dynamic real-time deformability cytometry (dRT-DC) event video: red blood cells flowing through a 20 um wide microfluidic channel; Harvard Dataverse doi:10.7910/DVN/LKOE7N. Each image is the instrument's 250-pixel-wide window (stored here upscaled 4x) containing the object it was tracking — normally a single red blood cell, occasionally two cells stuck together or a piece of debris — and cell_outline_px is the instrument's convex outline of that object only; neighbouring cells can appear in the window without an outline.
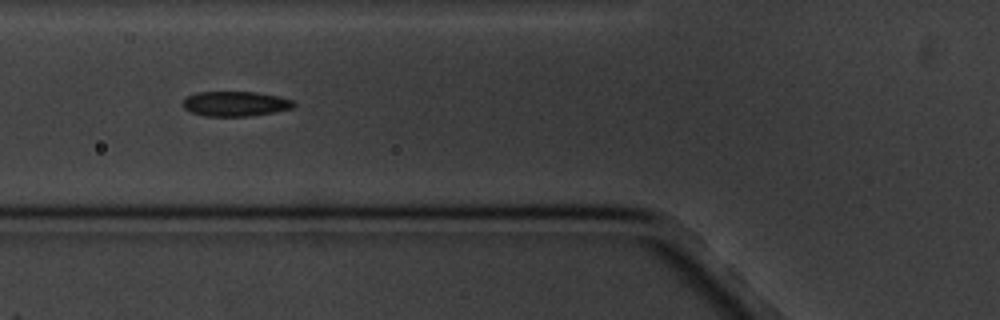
{"species": "common noctule bat (a hibernating species)", "species_latin": "Nyctalus noctula", "temperature_condition": "cold", "stored_images_in_passage": 5, "camera_frame_rate_fps": 3000, "um_per_image_px": 0.085, "animal": {"sex": "male", "body_mass_g": 20.1, "forearm_length_mm": 53.5}, "frame": {"image": 1, "passage_image": 4, "time_ms": 3.667, "image_size_px": [1000, 320], "cell_outline_px": [[296, 104], [292, 108], [276, 112], [248, 116], [208, 116], [192, 112], [184, 108], [180, 104], [188, 96], [196, 92], [256, 92], [280, 96], [292, 100]], "centroid_in_image_um": [20.02, 8.81], "position_along_channel_um": 105.8, "area_um2": 16.13}}
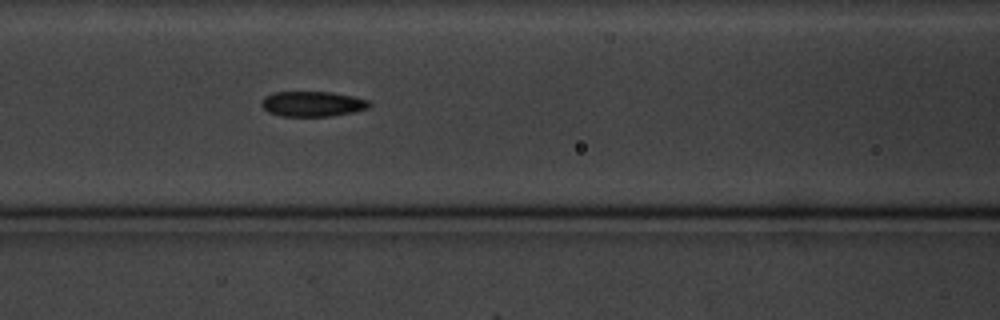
{"frame": {"image": 2, "passage_image": 5, "time_ms": 4.667, "image_size_px": [1000, 320], "cell_outline_px": [[372, 104], [368, 108], [352, 112], [328, 116], [280, 116], [268, 112], [260, 104], [264, 96], [272, 92], [332, 92], [352, 96], [368, 100]], "centroid_in_image_um": [26.53, 8.82], "position_along_channel_um": 140.1, "area_um2": 15.84}}